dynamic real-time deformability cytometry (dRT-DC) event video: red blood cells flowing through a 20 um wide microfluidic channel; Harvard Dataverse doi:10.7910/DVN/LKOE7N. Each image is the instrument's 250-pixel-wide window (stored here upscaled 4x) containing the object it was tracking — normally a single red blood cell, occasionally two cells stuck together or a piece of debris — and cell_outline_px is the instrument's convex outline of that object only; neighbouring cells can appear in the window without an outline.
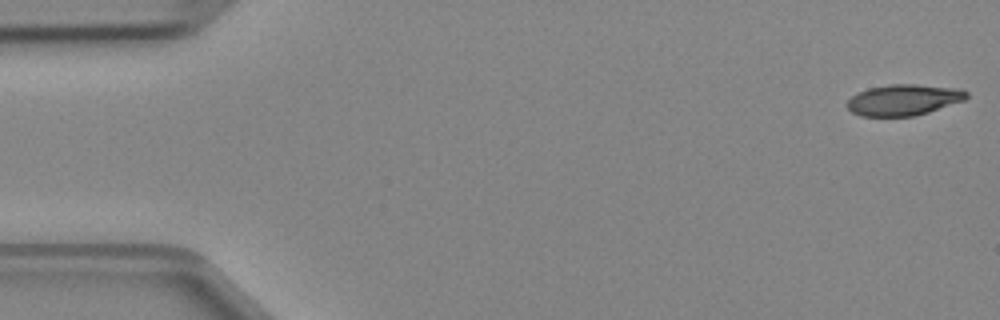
{"species": "Egyptian fruit bat (a non-hibernating species)", "species_latin": "Rousettus aegyptiacus", "temperature_condition": "cold", "stored_images_in_passage": 4, "camera_frame_rate_fps": 3000, "um_per_image_px": 0.085, "animal": {"sex": "female"}, "frame": {"image": 1, "passage_image": 1, "time_ms": 0.0, "image_size_px": [1000, 320], "cell_outline_px": [[968, 96], [964, 100], [928, 112], [912, 116], [860, 116], [852, 112], [844, 104], [856, 92], [868, 88], [892, 84], [916, 84], [960, 88], [968, 92]], "centroid_in_image_um": [76.78, 8.48], "position_along_channel_um": 8.2, "area_um2": 21.68}}